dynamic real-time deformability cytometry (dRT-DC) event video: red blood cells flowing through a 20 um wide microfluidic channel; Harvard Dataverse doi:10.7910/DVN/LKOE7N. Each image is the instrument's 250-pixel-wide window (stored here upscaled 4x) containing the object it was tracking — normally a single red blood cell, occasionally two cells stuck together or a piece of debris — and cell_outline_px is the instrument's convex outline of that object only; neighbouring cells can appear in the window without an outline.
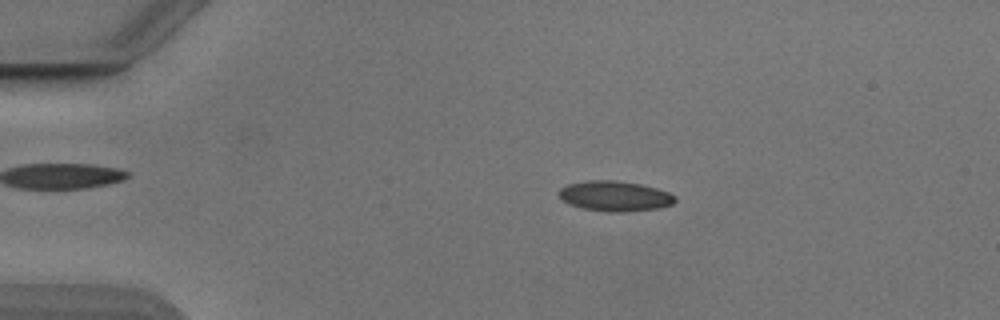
{"species": "Egyptian fruit bat (a non-hibernating species)", "species_latin": "Rousettus aegyptiacus", "temperature_condition": "cold", "stored_images_in_passage": 52, "camera_frame_rate_fps": 3000, "um_per_image_px": 0.085, "animal": {"sex": "male"}, "frame": {"image": 1, "passage_image": 10, "time_ms": 3.0, "image_size_px": [1000, 320], "cell_outline_px": [[676, 200], [672, 204], [656, 208], [616, 212], [608, 212], [584, 208], [568, 204], [560, 196], [560, 188], [568, 184], [588, 180], [612, 180], [640, 184], [656, 188], [668, 192], [676, 196]], "centroid_in_image_um": [52.26, 16.66], "position_along_channel_um": 32.7, "area_um2": 20.11}}
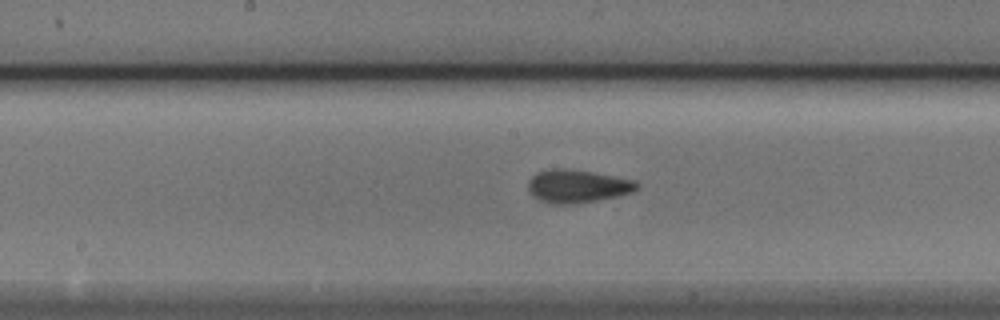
{"frame": {"image": 2, "passage_image": 27, "time_ms": 8.667, "image_size_px": [1000, 320], "cell_outline_px": [[640, 184], [632, 192], [616, 196], [596, 200], [572, 204], [552, 204], [540, 200], [528, 188], [528, 180], [536, 172], [552, 168], [568, 168], [592, 172], [632, 180]], "centroid_in_image_um": [49.04, 15.81], "position_along_channel_um": 199.2, "area_um2": 20.63}}
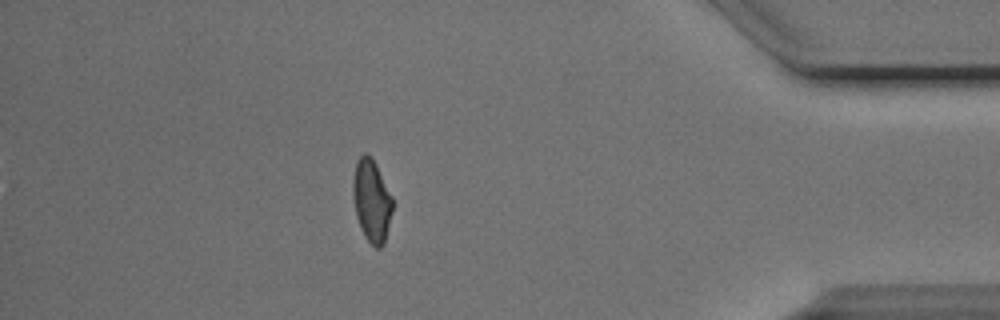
{"frame": {"image": 3, "passage_image": 46, "time_ms": 15.0, "image_size_px": [1000, 320], "cell_outline_px": [[392, 212], [384, 244], [380, 248], [376, 248], [364, 236], [360, 228], [356, 216], [352, 192], [352, 180], [356, 160], [364, 152], [368, 152], [372, 156], [392, 196]], "centroid_in_image_um": [31.57, 17.02], "position_along_channel_um": 403.6, "area_um2": 19.25}, "authors_computed_cell_mechanics": {"area_um2": 19.6231, "velocity_mm_per_s": 3.8695, "shape_relaxation_time_tau1_ms": 4.3192, "shape_relaxation_time_tau2_ms": 1.3694, "deformation_change_tau1": 0.1291, "deformation_change_tau2": 0.0647}}